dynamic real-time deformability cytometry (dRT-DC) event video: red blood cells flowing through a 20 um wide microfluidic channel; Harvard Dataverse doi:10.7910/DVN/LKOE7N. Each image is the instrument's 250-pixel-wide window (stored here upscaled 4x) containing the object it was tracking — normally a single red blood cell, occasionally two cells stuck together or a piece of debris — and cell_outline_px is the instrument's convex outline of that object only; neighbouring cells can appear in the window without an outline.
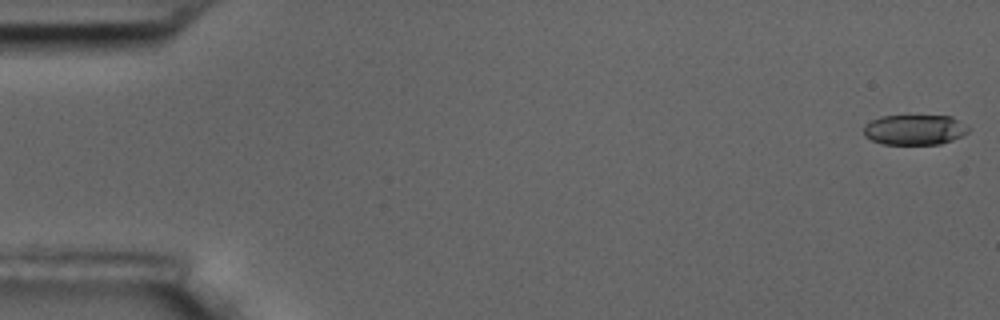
{"species": "common noctule bat (a hibernating species)", "species_latin": "Nyctalus noctula", "temperature_condition": "room temperature", "stored_images_in_passage": 10, "camera_frame_rate_fps": 3000, "um_per_image_px": 0.085, "animal": {"sex": "male", "body_mass_g": 17.5, "forearm_length_mm": 52.3}, "frame": {"image": 1, "passage_image": 1, "time_ms": 0.0, "image_size_px": [1000, 320], "cell_outline_px": [[968, 132], [952, 140], [940, 144], [880, 144], [864, 136], [864, 124], [880, 116], [952, 116], [968, 128]], "centroid_in_image_um": [77.69, 11.03], "position_along_channel_um": 7.3, "area_um2": 18.32}}
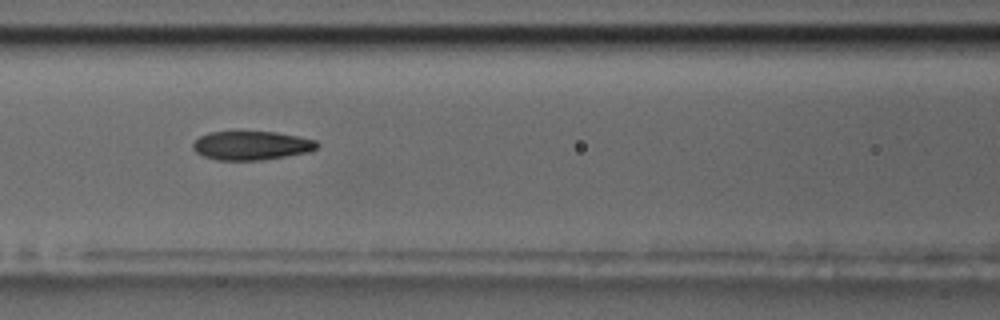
{"frame": {"image": 2, "passage_image": 8, "time_ms": 8.0, "image_size_px": [1000, 320], "cell_outline_px": [[320, 144], [316, 148], [308, 152], [260, 160], [216, 160], [204, 156], [196, 152], [192, 148], [192, 144], [200, 136], [208, 132], [276, 132], [316, 140]], "centroid_in_image_um": [21.35, 12.37], "position_along_channel_um": 145.2, "area_um2": 20.69}}
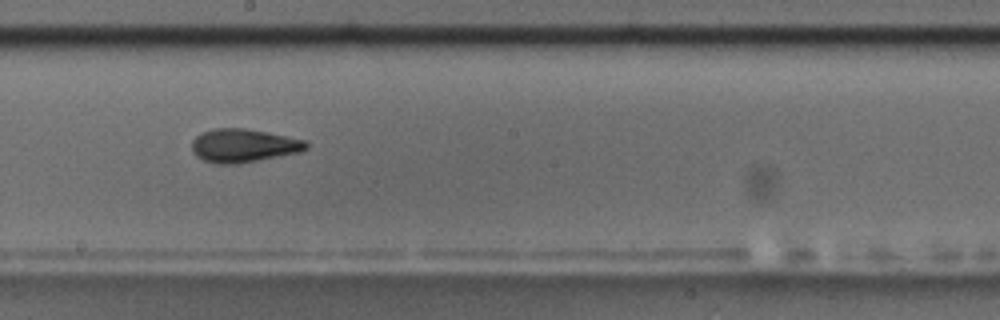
{"frame": {"image": 3, "passage_image": 10, "time_ms": 10.333, "image_size_px": [1000, 320], "cell_outline_px": [[308, 148], [300, 152], [236, 164], [216, 164], [204, 160], [196, 156], [192, 152], [192, 140], [200, 132], [216, 128], [244, 128], [268, 132], [308, 140]], "centroid_in_image_um": [20.7, 12.36], "position_along_channel_um": 227.5, "area_um2": 22.43}}